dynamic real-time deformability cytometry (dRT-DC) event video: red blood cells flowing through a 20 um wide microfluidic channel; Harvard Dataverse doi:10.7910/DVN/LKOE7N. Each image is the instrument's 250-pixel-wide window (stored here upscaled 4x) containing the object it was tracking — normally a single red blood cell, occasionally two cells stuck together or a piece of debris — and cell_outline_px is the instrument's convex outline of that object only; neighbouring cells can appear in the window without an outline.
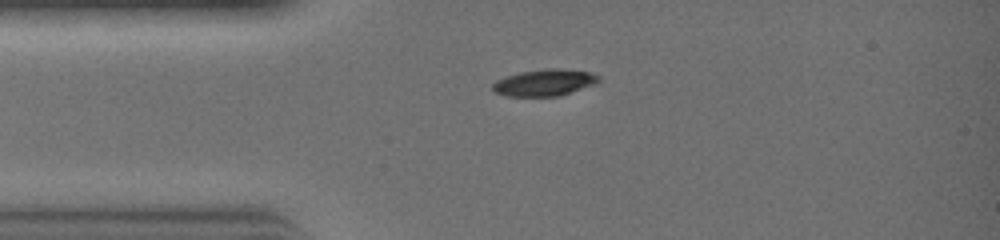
{"species": "common noctule bat (a hibernating species)", "species_latin": "Nyctalus noctula", "temperature_condition": "warm", "stored_images_in_passage": 21, "camera_frame_rate_fps": 3000, "um_per_image_px": 0.085, "animal": {"sex": "female", "body_mass_g": 19.0, "forearm_length_mm": 51.5}, "frame": {"image": 1, "passage_image": 1, "time_ms": 0.0, "image_size_px": [1000, 240], "cell_outline_px": [[600, 80], [596, 84], [560, 96], [504, 96], [492, 92], [492, 84], [496, 80], [520, 72], [552, 68], [556, 68], [588, 72], [600, 76]], "centroid_in_image_um": [46.27, 7.04], "position_along_channel_um": 38.7, "area_um2": 16.47}}
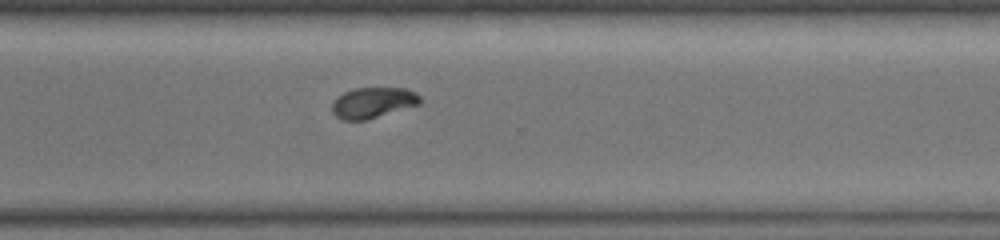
{"frame": {"image": 2, "passage_image": 16, "time_ms": 5.0, "image_size_px": [1000, 240], "cell_outline_px": [[420, 104], [364, 120], [344, 120], [336, 116], [332, 112], [332, 100], [336, 96], [344, 92], [356, 88], [404, 88], [416, 92], [420, 96]], "centroid_in_image_um": [31.67, 8.71], "position_along_channel_um": 338.9, "area_um2": 15.66}}
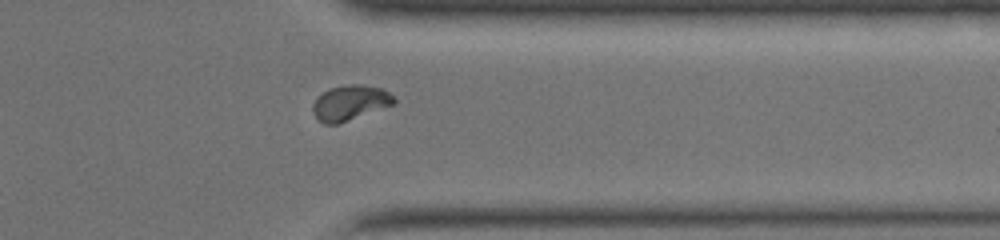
{"frame": {"image": 3, "passage_image": 18, "time_ms": 5.667, "image_size_px": [1000, 240], "cell_outline_px": [[396, 100], [392, 104], [336, 124], [324, 124], [312, 112], [312, 104], [328, 88], [348, 84], [360, 84], [384, 88]], "centroid_in_image_um": [29.73, 8.71], "position_along_channel_um": 381.7, "area_um2": 16.18}}